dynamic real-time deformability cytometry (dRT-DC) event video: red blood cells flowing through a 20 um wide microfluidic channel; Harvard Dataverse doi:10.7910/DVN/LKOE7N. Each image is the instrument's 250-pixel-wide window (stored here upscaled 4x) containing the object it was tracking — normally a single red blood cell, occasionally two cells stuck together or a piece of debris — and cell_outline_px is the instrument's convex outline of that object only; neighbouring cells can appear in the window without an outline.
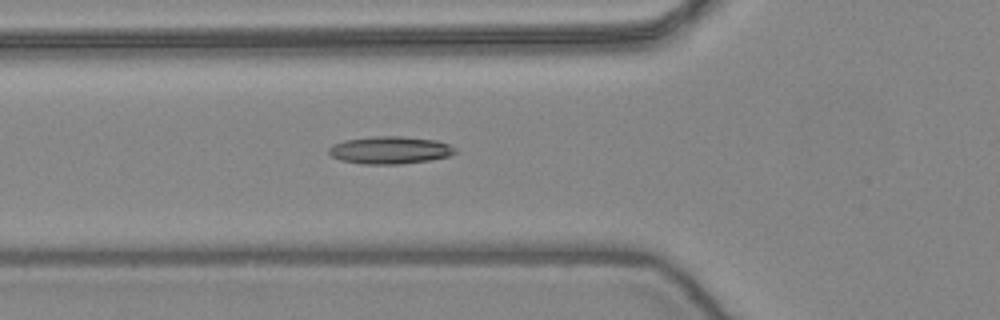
{"species": "common noctule bat (a hibernating species)", "species_latin": "Nyctalus noctula", "temperature_condition": "warm", "stored_images_in_passage": 53, "camera_frame_rate_fps": 3000, "um_per_image_px": 0.085, "animal": {"sex": "female", "body_mass_g": 24.6, "forearm_length_mm": 56.2}, "frame": {"image": 1, "passage_image": 19, "time_ms": 6.0, "image_size_px": [1000, 320], "cell_outline_px": [[460, 152], [448, 156], [428, 160], [400, 164], [364, 164], [340, 160], [332, 156], [328, 152], [328, 148], [332, 144], [344, 140], [372, 136], [404, 136], [436, 140], [448, 144], [456, 148]], "centroid_in_image_um": [33.15, 12.75], "position_along_channel_um": 92.7, "area_um2": 20.4}}
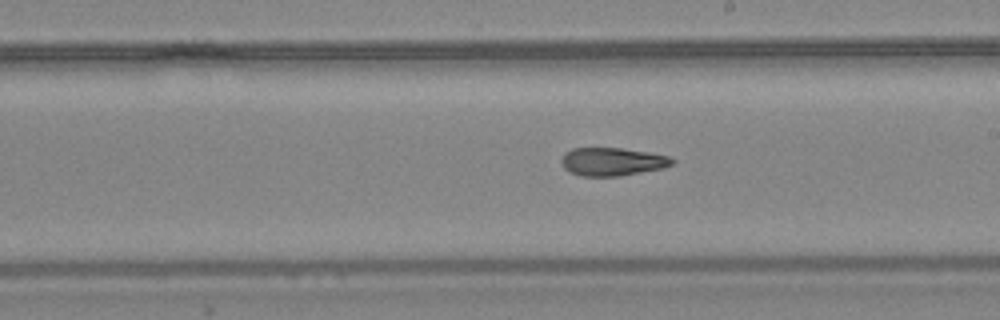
{"frame": {"image": 2, "passage_image": 30, "time_ms": 9.667, "image_size_px": [1000, 320], "cell_outline_px": [[676, 164], [664, 168], [620, 176], [580, 176], [568, 172], [564, 168], [560, 160], [564, 152], [572, 148], [620, 148], [648, 152], [668, 156], [676, 160]], "centroid_in_image_um": [52.05, 13.74], "position_along_channel_um": 237.0, "area_um2": 18.44}}
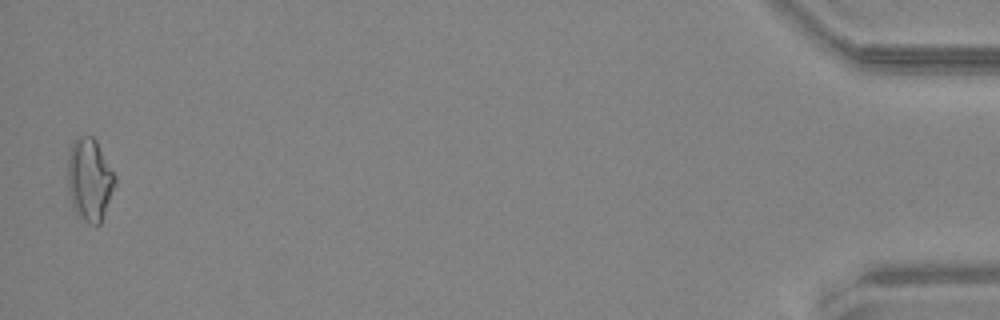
{"frame": {"image": 3, "passage_image": 52, "time_ms": 17.0, "image_size_px": [1000, 320], "cell_outline_px": [[116, 184], [100, 224], [88, 224], [76, 212], [72, 204], [68, 192], [68, 156], [72, 144], [76, 136], [92, 136], [96, 140], [116, 176]], "centroid_in_image_um": [7.62, 15.25], "position_along_channel_um": 427.6, "area_um2": 22.72}, "authors_computed_cell_mechanics": {"area_um2": 18.9584, "velocity_mm_per_s": 3.9123, "shape_relaxation_time_tau1_ms": null, "shape_relaxation_time_tau2_ms": 5.6819, "deformation_change_tau1": null, "deformation_change_tau2": 0.1461}}